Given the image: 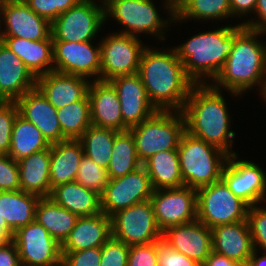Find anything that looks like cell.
<instances>
[{"mask_svg":"<svg viewBox=\"0 0 266 266\" xmlns=\"http://www.w3.org/2000/svg\"><path fill=\"white\" fill-rule=\"evenodd\" d=\"M147 46L138 74L158 110L182 111L194 83L187 77L174 48Z\"/></svg>","mask_w":266,"mask_h":266,"instance_id":"cell-1","label":"cell"},{"mask_svg":"<svg viewBox=\"0 0 266 266\" xmlns=\"http://www.w3.org/2000/svg\"><path fill=\"white\" fill-rule=\"evenodd\" d=\"M223 91L208 84H194L182 110L186 132L191 136L212 144L229 155L232 151L236 133L230 130L232 125L228 112V103Z\"/></svg>","mask_w":266,"mask_h":266,"instance_id":"cell-2","label":"cell"},{"mask_svg":"<svg viewBox=\"0 0 266 266\" xmlns=\"http://www.w3.org/2000/svg\"><path fill=\"white\" fill-rule=\"evenodd\" d=\"M245 28L240 23L233 26L226 24L214 30L199 32L174 46L187 77L194 84H209V81L211 84L222 70L235 38Z\"/></svg>","mask_w":266,"mask_h":266,"instance_id":"cell-3","label":"cell"},{"mask_svg":"<svg viewBox=\"0 0 266 266\" xmlns=\"http://www.w3.org/2000/svg\"><path fill=\"white\" fill-rule=\"evenodd\" d=\"M263 34L245 28L236 38L225 64L211 85L230 96H242L253 88L262 93L266 81ZM260 88V89H259ZM245 92V93H244Z\"/></svg>","mask_w":266,"mask_h":266,"instance_id":"cell-4","label":"cell"},{"mask_svg":"<svg viewBox=\"0 0 266 266\" xmlns=\"http://www.w3.org/2000/svg\"><path fill=\"white\" fill-rule=\"evenodd\" d=\"M184 186L198 189L221 180L229 154L185 132L177 148Z\"/></svg>","mask_w":266,"mask_h":266,"instance_id":"cell-5","label":"cell"},{"mask_svg":"<svg viewBox=\"0 0 266 266\" xmlns=\"http://www.w3.org/2000/svg\"><path fill=\"white\" fill-rule=\"evenodd\" d=\"M129 130L134 136L138 159L143 163L158 152L177 150L186 132V122L182 111L158 110Z\"/></svg>","mask_w":266,"mask_h":266,"instance_id":"cell-6","label":"cell"},{"mask_svg":"<svg viewBox=\"0 0 266 266\" xmlns=\"http://www.w3.org/2000/svg\"><path fill=\"white\" fill-rule=\"evenodd\" d=\"M158 11L154 0H106L104 2L105 22L112 17L117 24L123 26L118 33L136 37L147 34L163 42L165 33L174 22L175 16L165 19L162 18V14L160 17Z\"/></svg>","mask_w":266,"mask_h":266,"instance_id":"cell-7","label":"cell"},{"mask_svg":"<svg viewBox=\"0 0 266 266\" xmlns=\"http://www.w3.org/2000/svg\"><path fill=\"white\" fill-rule=\"evenodd\" d=\"M249 205L221 179L197 189V220L209 228L246 221Z\"/></svg>","mask_w":266,"mask_h":266,"instance_id":"cell-8","label":"cell"},{"mask_svg":"<svg viewBox=\"0 0 266 266\" xmlns=\"http://www.w3.org/2000/svg\"><path fill=\"white\" fill-rule=\"evenodd\" d=\"M97 1V0H96ZM81 0L61 13L51 23L52 41H94L105 23L104 3L101 0Z\"/></svg>","mask_w":266,"mask_h":266,"instance_id":"cell-9","label":"cell"},{"mask_svg":"<svg viewBox=\"0 0 266 266\" xmlns=\"http://www.w3.org/2000/svg\"><path fill=\"white\" fill-rule=\"evenodd\" d=\"M108 34L100 40V80L110 81L117 76L138 73L142 53L147 47L143 40L117 32Z\"/></svg>","mask_w":266,"mask_h":266,"instance_id":"cell-10","label":"cell"},{"mask_svg":"<svg viewBox=\"0 0 266 266\" xmlns=\"http://www.w3.org/2000/svg\"><path fill=\"white\" fill-rule=\"evenodd\" d=\"M112 237L128 246L149 244L162 237L151 200L117 211L111 216Z\"/></svg>","mask_w":266,"mask_h":266,"instance_id":"cell-11","label":"cell"},{"mask_svg":"<svg viewBox=\"0 0 266 266\" xmlns=\"http://www.w3.org/2000/svg\"><path fill=\"white\" fill-rule=\"evenodd\" d=\"M12 240L22 266H62L61 244L37 220L18 228Z\"/></svg>","mask_w":266,"mask_h":266,"instance_id":"cell-12","label":"cell"},{"mask_svg":"<svg viewBox=\"0 0 266 266\" xmlns=\"http://www.w3.org/2000/svg\"><path fill=\"white\" fill-rule=\"evenodd\" d=\"M94 41H53L54 70L58 73L78 75L92 81L100 80L101 47ZM97 77V78H96Z\"/></svg>","mask_w":266,"mask_h":266,"instance_id":"cell-13","label":"cell"},{"mask_svg":"<svg viewBox=\"0 0 266 266\" xmlns=\"http://www.w3.org/2000/svg\"><path fill=\"white\" fill-rule=\"evenodd\" d=\"M238 154L229 155L221 179L249 206L266 204V173L253 161L239 159Z\"/></svg>","mask_w":266,"mask_h":266,"instance_id":"cell-14","label":"cell"},{"mask_svg":"<svg viewBox=\"0 0 266 266\" xmlns=\"http://www.w3.org/2000/svg\"><path fill=\"white\" fill-rule=\"evenodd\" d=\"M157 225L167 228L197 219V189L188 186L154 190L150 198Z\"/></svg>","mask_w":266,"mask_h":266,"instance_id":"cell-15","label":"cell"},{"mask_svg":"<svg viewBox=\"0 0 266 266\" xmlns=\"http://www.w3.org/2000/svg\"><path fill=\"white\" fill-rule=\"evenodd\" d=\"M153 191L143 166L125 176L109 179L101 195L102 212L111 217L119 210L150 200Z\"/></svg>","mask_w":266,"mask_h":266,"instance_id":"cell-16","label":"cell"},{"mask_svg":"<svg viewBox=\"0 0 266 266\" xmlns=\"http://www.w3.org/2000/svg\"><path fill=\"white\" fill-rule=\"evenodd\" d=\"M116 89L123 116V131L140 124L158 109L150 101L138 73L114 77L109 81Z\"/></svg>","mask_w":266,"mask_h":266,"instance_id":"cell-17","label":"cell"},{"mask_svg":"<svg viewBox=\"0 0 266 266\" xmlns=\"http://www.w3.org/2000/svg\"><path fill=\"white\" fill-rule=\"evenodd\" d=\"M1 20L3 21L0 22V36L33 41L52 39L51 23L37 15L24 0H8Z\"/></svg>","mask_w":266,"mask_h":266,"instance_id":"cell-18","label":"cell"},{"mask_svg":"<svg viewBox=\"0 0 266 266\" xmlns=\"http://www.w3.org/2000/svg\"><path fill=\"white\" fill-rule=\"evenodd\" d=\"M162 238L176 251L202 265L213 251L212 229L195 221L172 226L162 232Z\"/></svg>","mask_w":266,"mask_h":266,"instance_id":"cell-19","label":"cell"},{"mask_svg":"<svg viewBox=\"0 0 266 266\" xmlns=\"http://www.w3.org/2000/svg\"><path fill=\"white\" fill-rule=\"evenodd\" d=\"M19 114L33 123L49 144L58 143L67 138L62 134L57 109L51 105L42 92L36 87L27 91L16 101Z\"/></svg>","mask_w":266,"mask_h":266,"instance_id":"cell-20","label":"cell"},{"mask_svg":"<svg viewBox=\"0 0 266 266\" xmlns=\"http://www.w3.org/2000/svg\"><path fill=\"white\" fill-rule=\"evenodd\" d=\"M36 82L23 61L0 40V100L17 101L36 88Z\"/></svg>","mask_w":266,"mask_h":266,"instance_id":"cell-21","label":"cell"},{"mask_svg":"<svg viewBox=\"0 0 266 266\" xmlns=\"http://www.w3.org/2000/svg\"><path fill=\"white\" fill-rule=\"evenodd\" d=\"M91 124L99 128L123 131V116L116 89L109 81H90Z\"/></svg>","mask_w":266,"mask_h":266,"instance_id":"cell-22","label":"cell"},{"mask_svg":"<svg viewBox=\"0 0 266 266\" xmlns=\"http://www.w3.org/2000/svg\"><path fill=\"white\" fill-rule=\"evenodd\" d=\"M90 80L55 71L37 77L36 87L56 109L82 100L88 94Z\"/></svg>","mask_w":266,"mask_h":266,"instance_id":"cell-23","label":"cell"},{"mask_svg":"<svg viewBox=\"0 0 266 266\" xmlns=\"http://www.w3.org/2000/svg\"><path fill=\"white\" fill-rule=\"evenodd\" d=\"M213 251L235 260L247 263L254 252L248 221L222 224L212 228Z\"/></svg>","mask_w":266,"mask_h":266,"instance_id":"cell-24","label":"cell"},{"mask_svg":"<svg viewBox=\"0 0 266 266\" xmlns=\"http://www.w3.org/2000/svg\"><path fill=\"white\" fill-rule=\"evenodd\" d=\"M111 236V217L105 213L79 217L68 238L61 245V252L101 247Z\"/></svg>","mask_w":266,"mask_h":266,"instance_id":"cell-25","label":"cell"},{"mask_svg":"<svg viewBox=\"0 0 266 266\" xmlns=\"http://www.w3.org/2000/svg\"><path fill=\"white\" fill-rule=\"evenodd\" d=\"M0 40L23 61L36 78L54 70L52 39L33 41L0 36Z\"/></svg>","mask_w":266,"mask_h":266,"instance_id":"cell-26","label":"cell"},{"mask_svg":"<svg viewBox=\"0 0 266 266\" xmlns=\"http://www.w3.org/2000/svg\"><path fill=\"white\" fill-rule=\"evenodd\" d=\"M84 149L79 139L50 144V188L75 181Z\"/></svg>","mask_w":266,"mask_h":266,"instance_id":"cell-27","label":"cell"},{"mask_svg":"<svg viewBox=\"0 0 266 266\" xmlns=\"http://www.w3.org/2000/svg\"><path fill=\"white\" fill-rule=\"evenodd\" d=\"M50 147L18 161L20 190L42 197H50Z\"/></svg>","mask_w":266,"mask_h":266,"instance_id":"cell-28","label":"cell"},{"mask_svg":"<svg viewBox=\"0 0 266 266\" xmlns=\"http://www.w3.org/2000/svg\"><path fill=\"white\" fill-rule=\"evenodd\" d=\"M50 198L79 217L94 216L102 212L101 195L76 181L56 186L52 189Z\"/></svg>","mask_w":266,"mask_h":266,"instance_id":"cell-29","label":"cell"},{"mask_svg":"<svg viewBox=\"0 0 266 266\" xmlns=\"http://www.w3.org/2000/svg\"><path fill=\"white\" fill-rule=\"evenodd\" d=\"M40 197L22 190L0 191V217L15 232L35 220Z\"/></svg>","mask_w":266,"mask_h":266,"instance_id":"cell-30","label":"cell"},{"mask_svg":"<svg viewBox=\"0 0 266 266\" xmlns=\"http://www.w3.org/2000/svg\"><path fill=\"white\" fill-rule=\"evenodd\" d=\"M78 218V215L64 209L50 197L40 198L36 206L35 220L61 245L68 238Z\"/></svg>","mask_w":266,"mask_h":266,"instance_id":"cell-31","label":"cell"},{"mask_svg":"<svg viewBox=\"0 0 266 266\" xmlns=\"http://www.w3.org/2000/svg\"><path fill=\"white\" fill-rule=\"evenodd\" d=\"M154 190L184 186L177 150L161 151L142 163Z\"/></svg>","mask_w":266,"mask_h":266,"instance_id":"cell-32","label":"cell"},{"mask_svg":"<svg viewBox=\"0 0 266 266\" xmlns=\"http://www.w3.org/2000/svg\"><path fill=\"white\" fill-rule=\"evenodd\" d=\"M49 147L50 144L44 138L42 132L18 113L12 129L11 146L8 155L15 161H19Z\"/></svg>","mask_w":266,"mask_h":266,"instance_id":"cell-33","label":"cell"},{"mask_svg":"<svg viewBox=\"0 0 266 266\" xmlns=\"http://www.w3.org/2000/svg\"><path fill=\"white\" fill-rule=\"evenodd\" d=\"M142 166L136 152V144L131 131H119L113 142L110 163L106 169L109 179L125 176Z\"/></svg>","mask_w":266,"mask_h":266,"instance_id":"cell-34","label":"cell"},{"mask_svg":"<svg viewBox=\"0 0 266 266\" xmlns=\"http://www.w3.org/2000/svg\"><path fill=\"white\" fill-rule=\"evenodd\" d=\"M232 17L230 0H184L175 9L174 23L187 20L219 21Z\"/></svg>","mask_w":266,"mask_h":266,"instance_id":"cell-35","label":"cell"},{"mask_svg":"<svg viewBox=\"0 0 266 266\" xmlns=\"http://www.w3.org/2000/svg\"><path fill=\"white\" fill-rule=\"evenodd\" d=\"M119 131L91 125L79 138L84 154L97 165L107 169L112 155L115 135Z\"/></svg>","mask_w":266,"mask_h":266,"instance_id":"cell-36","label":"cell"},{"mask_svg":"<svg viewBox=\"0 0 266 266\" xmlns=\"http://www.w3.org/2000/svg\"><path fill=\"white\" fill-rule=\"evenodd\" d=\"M57 118L67 139H79L92 125L88 94L82 100L57 109Z\"/></svg>","mask_w":266,"mask_h":266,"instance_id":"cell-37","label":"cell"},{"mask_svg":"<svg viewBox=\"0 0 266 266\" xmlns=\"http://www.w3.org/2000/svg\"><path fill=\"white\" fill-rule=\"evenodd\" d=\"M108 174L106 169L97 165L93 160L83 155L75 181L86 189L102 195L108 184Z\"/></svg>","mask_w":266,"mask_h":266,"instance_id":"cell-38","label":"cell"},{"mask_svg":"<svg viewBox=\"0 0 266 266\" xmlns=\"http://www.w3.org/2000/svg\"><path fill=\"white\" fill-rule=\"evenodd\" d=\"M19 113L16 101L0 102V155H8L15 118Z\"/></svg>","mask_w":266,"mask_h":266,"instance_id":"cell-39","label":"cell"},{"mask_svg":"<svg viewBox=\"0 0 266 266\" xmlns=\"http://www.w3.org/2000/svg\"><path fill=\"white\" fill-rule=\"evenodd\" d=\"M249 223L254 250L266 252V205L257 204L248 209Z\"/></svg>","mask_w":266,"mask_h":266,"instance_id":"cell-40","label":"cell"},{"mask_svg":"<svg viewBox=\"0 0 266 266\" xmlns=\"http://www.w3.org/2000/svg\"><path fill=\"white\" fill-rule=\"evenodd\" d=\"M39 16L52 23L61 13L77 5L81 0H24Z\"/></svg>","mask_w":266,"mask_h":266,"instance_id":"cell-41","label":"cell"},{"mask_svg":"<svg viewBox=\"0 0 266 266\" xmlns=\"http://www.w3.org/2000/svg\"><path fill=\"white\" fill-rule=\"evenodd\" d=\"M130 246L112 236L101 246L100 266H127Z\"/></svg>","mask_w":266,"mask_h":266,"instance_id":"cell-42","label":"cell"},{"mask_svg":"<svg viewBox=\"0 0 266 266\" xmlns=\"http://www.w3.org/2000/svg\"><path fill=\"white\" fill-rule=\"evenodd\" d=\"M157 261L158 266H201L173 249L162 237L157 240Z\"/></svg>","mask_w":266,"mask_h":266,"instance_id":"cell-43","label":"cell"},{"mask_svg":"<svg viewBox=\"0 0 266 266\" xmlns=\"http://www.w3.org/2000/svg\"><path fill=\"white\" fill-rule=\"evenodd\" d=\"M20 190L18 161L9 155H0V191Z\"/></svg>","mask_w":266,"mask_h":266,"instance_id":"cell-44","label":"cell"},{"mask_svg":"<svg viewBox=\"0 0 266 266\" xmlns=\"http://www.w3.org/2000/svg\"><path fill=\"white\" fill-rule=\"evenodd\" d=\"M157 241L130 246L127 266H158Z\"/></svg>","mask_w":266,"mask_h":266,"instance_id":"cell-45","label":"cell"},{"mask_svg":"<svg viewBox=\"0 0 266 266\" xmlns=\"http://www.w3.org/2000/svg\"><path fill=\"white\" fill-rule=\"evenodd\" d=\"M61 253L62 266H100L101 247Z\"/></svg>","mask_w":266,"mask_h":266,"instance_id":"cell-46","label":"cell"},{"mask_svg":"<svg viewBox=\"0 0 266 266\" xmlns=\"http://www.w3.org/2000/svg\"><path fill=\"white\" fill-rule=\"evenodd\" d=\"M255 18H247L242 20L241 25L246 28L260 32L264 36L266 35V0H258L254 12ZM257 18V19H256Z\"/></svg>","mask_w":266,"mask_h":266,"instance_id":"cell-47","label":"cell"},{"mask_svg":"<svg viewBox=\"0 0 266 266\" xmlns=\"http://www.w3.org/2000/svg\"><path fill=\"white\" fill-rule=\"evenodd\" d=\"M0 266H22L18 249L12 239L0 246Z\"/></svg>","mask_w":266,"mask_h":266,"instance_id":"cell-48","label":"cell"},{"mask_svg":"<svg viewBox=\"0 0 266 266\" xmlns=\"http://www.w3.org/2000/svg\"><path fill=\"white\" fill-rule=\"evenodd\" d=\"M258 0H230V8L232 17L244 18L250 17V13L254 15Z\"/></svg>","mask_w":266,"mask_h":266,"instance_id":"cell-49","label":"cell"},{"mask_svg":"<svg viewBox=\"0 0 266 266\" xmlns=\"http://www.w3.org/2000/svg\"><path fill=\"white\" fill-rule=\"evenodd\" d=\"M238 264L235 260L212 251L201 266H237Z\"/></svg>","mask_w":266,"mask_h":266,"instance_id":"cell-50","label":"cell"},{"mask_svg":"<svg viewBox=\"0 0 266 266\" xmlns=\"http://www.w3.org/2000/svg\"><path fill=\"white\" fill-rule=\"evenodd\" d=\"M14 232L7 226L5 219L0 217V246L9 242Z\"/></svg>","mask_w":266,"mask_h":266,"instance_id":"cell-51","label":"cell"},{"mask_svg":"<svg viewBox=\"0 0 266 266\" xmlns=\"http://www.w3.org/2000/svg\"><path fill=\"white\" fill-rule=\"evenodd\" d=\"M259 253L258 250H254L253 254L250 256L248 262L251 266H266V252H261V257L258 255Z\"/></svg>","mask_w":266,"mask_h":266,"instance_id":"cell-52","label":"cell"},{"mask_svg":"<svg viewBox=\"0 0 266 266\" xmlns=\"http://www.w3.org/2000/svg\"><path fill=\"white\" fill-rule=\"evenodd\" d=\"M162 5L163 10H166L168 16H175L174 0H164V2L162 1Z\"/></svg>","mask_w":266,"mask_h":266,"instance_id":"cell-53","label":"cell"},{"mask_svg":"<svg viewBox=\"0 0 266 266\" xmlns=\"http://www.w3.org/2000/svg\"><path fill=\"white\" fill-rule=\"evenodd\" d=\"M7 1L8 0H0V22L2 21L1 18H2V14H3V11L5 9V6L7 4Z\"/></svg>","mask_w":266,"mask_h":266,"instance_id":"cell-54","label":"cell"},{"mask_svg":"<svg viewBox=\"0 0 266 266\" xmlns=\"http://www.w3.org/2000/svg\"><path fill=\"white\" fill-rule=\"evenodd\" d=\"M260 96H261V100L262 99L264 100L263 102H265V106H266V81H265L264 89H263L262 93L260 94Z\"/></svg>","mask_w":266,"mask_h":266,"instance_id":"cell-55","label":"cell"},{"mask_svg":"<svg viewBox=\"0 0 266 266\" xmlns=\"http://www.w3.org/2000/svg\"><path fill=\"white\" fill-rule=\"evenodd\" d=\"M184 0H174V9H176Z\"/></svg>","mask_w":266,"mask_h":266,"instance_id":"cell-56","label":"cell"},{"mask_svg":"<svg viewBox=\"0 0 266 266\" xmlns=\"http://www.w3.org/2000/svg\"><path fill=\"white\" fill-rule=\"evenodd\" d=\"M237 266H251V265L249 264V262H247V263H240Z\"/></svg>","mask_w":266,"mask_h":266,"instance_id":"cell-57","label":"cell"},{"mask_svg":"<svg viewBox=\"0 0 266 266\" xmlns=\"http://www.w3.org/2000/svg\"><path fill=\"white\" fill-rule=\"evenodd\" d=\"M264 47H265V62H266V43H264Z\"/></svg>","mask_w":266,"mask_h":266,"instance_id":"cell-58","label":"cell"}]
</instances>
